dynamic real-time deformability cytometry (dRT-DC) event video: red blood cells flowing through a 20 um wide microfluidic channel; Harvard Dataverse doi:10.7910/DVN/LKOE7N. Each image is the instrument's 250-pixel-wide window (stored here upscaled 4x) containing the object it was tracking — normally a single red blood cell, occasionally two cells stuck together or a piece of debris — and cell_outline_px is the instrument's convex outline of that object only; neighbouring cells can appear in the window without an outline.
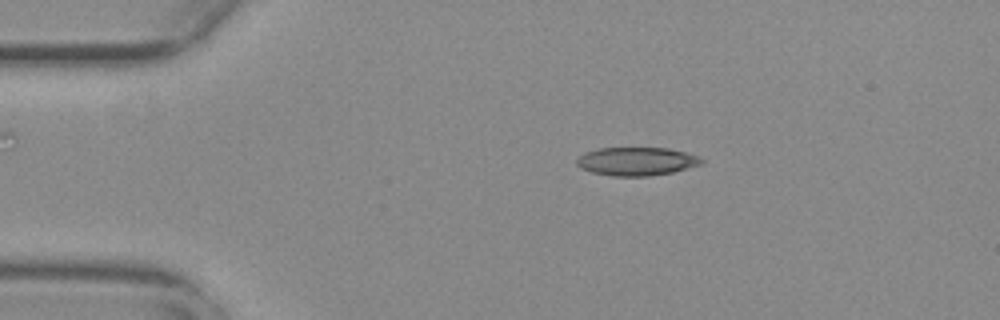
{"species": "common noctule bat (a hibernating species)", "species_latin": "Nyctalus noctula", "temperature_condition": "warm", "stored_images_in_passage": 41, "camera_frame_rate_fps": 3000, "um_per_image_px": 0.085, "animal": {"sex": "female", "body_mass_g": 29.2, "forearm_length_mm": 56.3}, "frame": {"image": 1, "passage_image": 1, "time_ms": 0.0, "image_size_px": [1000, 320], "cell_outline_px": [[704, 160], [700, 164], [672, 172], [648, 176], [612, 176], [592, 172], [576, 164], [576, 160], [584, 152], [600, 148], [668, 148], [700, 156]], "centroid_in_image_um": [54.11, 13.71], "position_along_channel_um": 30.9, "area_um2": 20.4}}
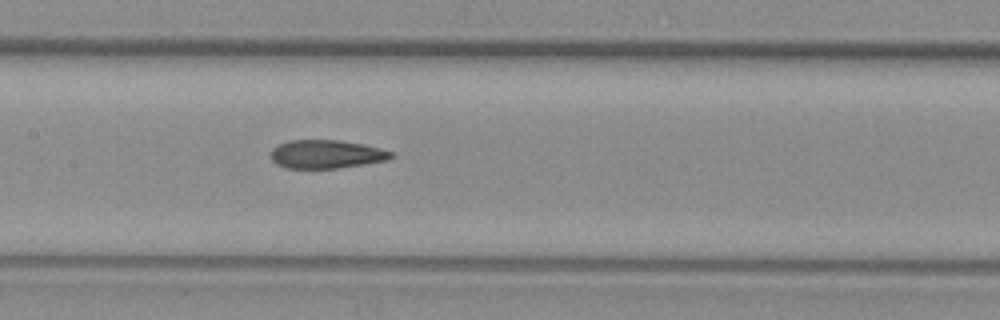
{"frame": {"image": 2, "passage_image": 17, "time_ms": 5.333, "image_size_px": [1000, 320], "cell_outline_px": [[392, 156], [388, 160], [364, 164], [336, 168], [288, 168], [276, 164], [272, 160], [272, 148], [288, 140], [336, 140], [360, 144], [380, 148], [392, 152]], "centroid_in_image_um": [27.72, 13.11], "position_along_channel_um": 179.7, "area_um2": 19.65}}
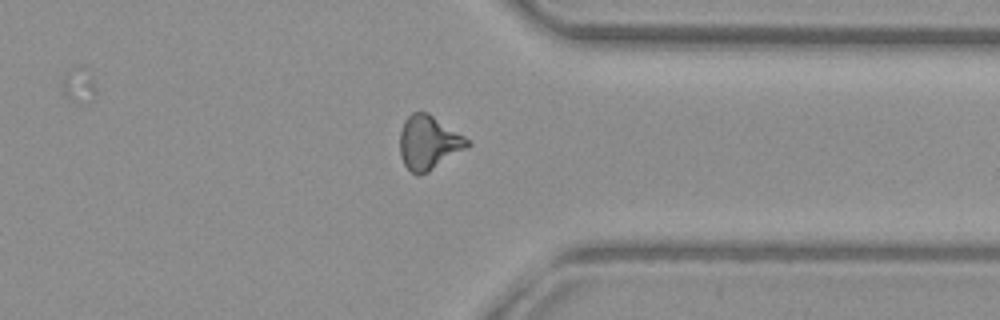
{"frame": {"image": 3, "passage_image": 33, "time_ms": 10.667, "image_size_px": [1000, 320], "cell_outline_px": [[472, 144], [468, 148], [428, 172], [416, 176], [404, 164], [400, 156], [400, 132], [404, 120], [412, 112], [428, 112], [472, 140]], "centroid_in_image_um": [36.47, 12.11], "position_along_channel_um": 374.9, "area_um2": 21.56}, "authors_computed_cell_mechanics": {"area_um2": 20.4612, "velocity_mm_per_s": 3.748, "shape_relaxation_time_tau1_ms": null, "shape_relaxation_time_tau2_ms": 2.0992, "deformation_change_tau1": null, "deformation_change_tau2": 0.1037}}